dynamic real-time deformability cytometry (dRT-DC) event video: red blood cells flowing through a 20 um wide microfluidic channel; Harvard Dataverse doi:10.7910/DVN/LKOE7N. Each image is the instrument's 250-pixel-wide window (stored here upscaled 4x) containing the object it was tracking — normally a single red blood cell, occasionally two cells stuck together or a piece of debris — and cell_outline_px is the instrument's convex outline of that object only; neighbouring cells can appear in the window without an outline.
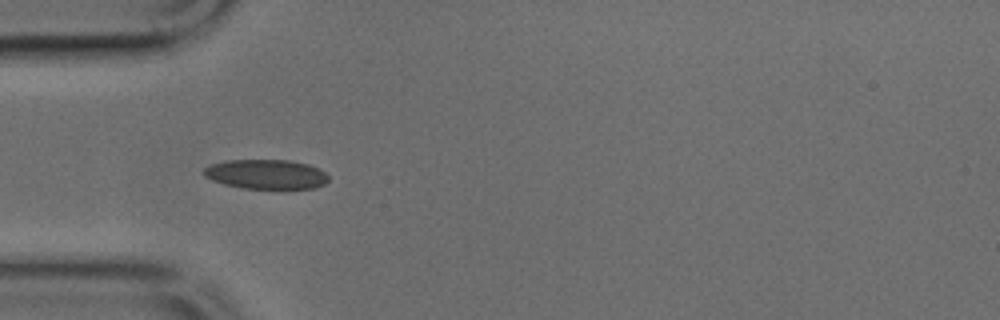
{"species": "common noctule bat (a hibernating species)", "species_latin": "Nyctalus noctula", "temperature_condition": "cold", "stored_images_in_passage": 30, "camera_frame_rate_fps": 3000, "um_per_image_px": 0.085, "animal": {"sex": "male", "body_mass_g": 17.9, "forearm_length_mm": 54.2}, "frame": {"image": 1, "passage_image": 1, "time_ms": 0.0, "image_size_px": [1000, 320], "cell_outline_px": [[328, 180], [324, 184], [312, 188], [244, 188], [224, 184], [212, 180], [204, 176], [204, 168], [212, 164], [228, 160], [292, 160], [308, 164], [324, 172], [328, 176]], "centroid_in_image_um": [22.61, 14.8], "position_along_channel_um": 62.4, "area_um2": 21.21}}